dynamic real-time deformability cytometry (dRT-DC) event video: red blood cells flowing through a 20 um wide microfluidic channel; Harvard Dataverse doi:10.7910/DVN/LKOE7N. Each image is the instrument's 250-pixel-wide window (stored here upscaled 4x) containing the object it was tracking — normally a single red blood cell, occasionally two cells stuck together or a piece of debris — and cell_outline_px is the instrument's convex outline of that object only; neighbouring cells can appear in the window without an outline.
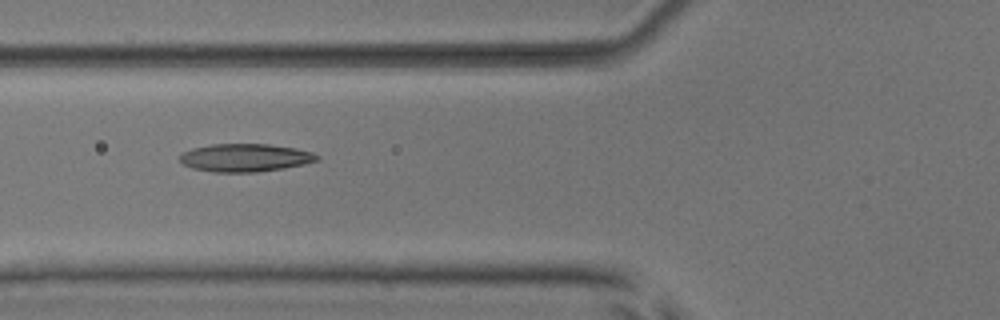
{"species": "common noctule bat (a hibernating species)", "species_latin": "Nyctalus noctula", "temperature_condition": "room temperature", "stored_images_in_passage": 9, "camera_frame_rate_fps": 3000, "um_per_image_px": 0.085, "animal": {"sex": "male", "body_mass_g": 17.9, "forearm_length_mm": 54.2}, "frame": {"image": 1, "passage_image": 6, "time_ms": 5.667, "image_size_px": [1000, 320], "cell_outline_px": [[320, 160], [304, 164], [284, 168], [256, 172], [212, 172], [192, 168], [184, 164], [180, 160], [180, 156], [184, 152], [192, 148], [212, 144], [268, 144], [296, 148], [312, 152], [320, 156]], "centroid_in_image_um": [20.87, 13.4], "position_along_channel_um": 104.9, "area_um2": 22.37}}
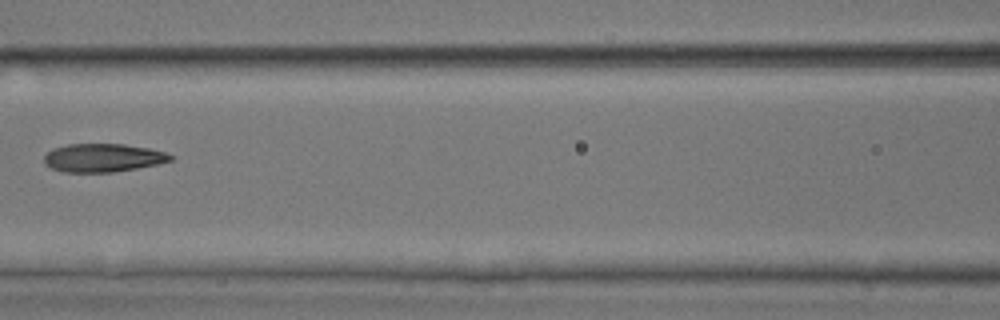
{"frame": {"image": 2, "passage_image": 7, "time_ms": 7.0, "image_size_px": [1000, 320], "cell_outline_px": [[172, 160], [156, 164], [136, 168], [112, 172], [64, 172], [52, 168], [44, 164], [44, 156], [52, 148], [68, 144], [124, 144], [148, 148], [164, 152], [172, 156]], "centroid_in_image_um": [8.7, 13.41], "position_along_channel_um": 157.9, "area_um2": 20.69}}